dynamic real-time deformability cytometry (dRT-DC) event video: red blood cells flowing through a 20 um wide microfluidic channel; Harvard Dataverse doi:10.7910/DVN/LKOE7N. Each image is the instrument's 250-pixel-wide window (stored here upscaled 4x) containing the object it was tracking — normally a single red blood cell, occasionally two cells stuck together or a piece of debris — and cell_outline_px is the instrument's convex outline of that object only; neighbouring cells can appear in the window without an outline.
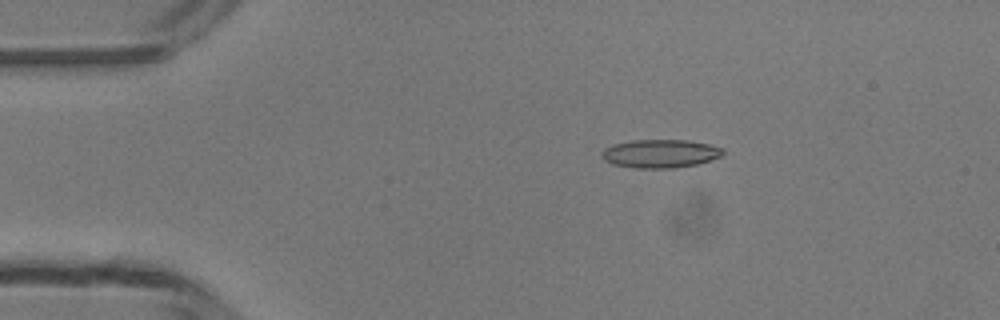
{"species": "common noctule bat (a hibernating species)", "species_latin": "Nyctalus noctula", "temperature_condition": "room temperature", "stored_images_in_passage": 42, "camera_frame_rate_fps": 3000, "um_per_image_px": 0.085, "animal": {"sex": "male", "body_mass_g": 13.3}, "frame": {"image": 1, "passage_image": 2, "time_ms": 0.333, "image_size_px": [1000, 320], "cell_outline_px": [[724, 152], [720, 156], [696, 164], [676, 168], [636, 168], [612, 164], [604, 160], [600, 156], [600, 152], [604, 148], [612, 144], [632, 140], [688, 140], [708, 144], [724, 148]], "centroid_in_image_um": [56.06, 13.05], "position_along_channel_um": 28.9, "area_um2": 20.11}}
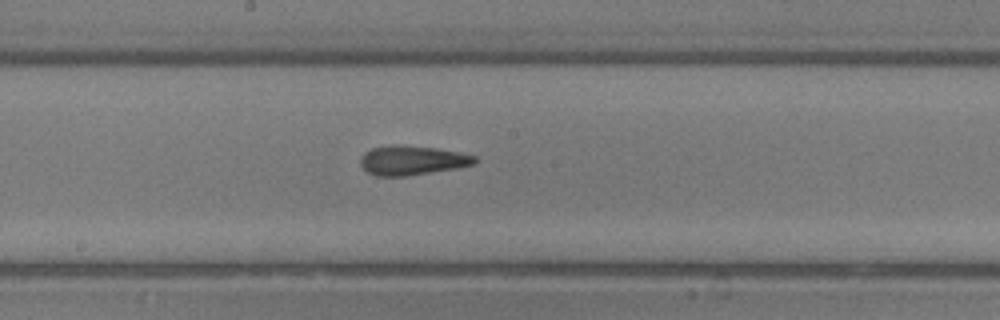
{"frame": {"image": 2, "passage_image": 19, "time_ms": 6.0, "image_size_px": [1000, 320], "cell_outline_px": [[476, 164], [456, 168], [404, 176], [376, 176], [368, 172], [360, 164], [360, 156], [364, 152], [372, 148], [396, 144], [436, 148], [460, 152], [476, 156]], "centroid_in_image_um": [35.02, 13.62], "position_along_channel_um": 213.2, "area_um2": 19.54}}
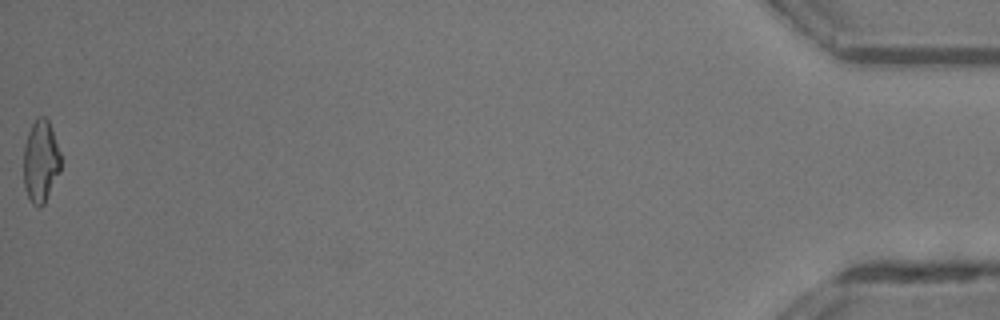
{"frame": {"image": 3, "passage_image": 42, "time_ms": 13.667, "image_size_px": [1000, 320], "cell_outline_px": [[60, 172], [44, 204], [40, 208], [32, 204], [24, 188], [24, 144], [28, 132], [36, 116], [44, 116], [48, 120], [60, 152]], "centroid_in_image_um": [3.45, 13.72], "position_along_channel_um": 431.8, "area_um2": 17.86}, "authors_computed_cell_mechanics": {"area_um2": 19.0162, "velocity_mm_per_s": 4.2319, "shape_relaxation_time_tau1_ms": 8.0498, "shape_relaxation_time_tau2_ms": 2.4921, "deformation_change_tau1": 0.2161, "deformation_change_tau2": 0.108}}